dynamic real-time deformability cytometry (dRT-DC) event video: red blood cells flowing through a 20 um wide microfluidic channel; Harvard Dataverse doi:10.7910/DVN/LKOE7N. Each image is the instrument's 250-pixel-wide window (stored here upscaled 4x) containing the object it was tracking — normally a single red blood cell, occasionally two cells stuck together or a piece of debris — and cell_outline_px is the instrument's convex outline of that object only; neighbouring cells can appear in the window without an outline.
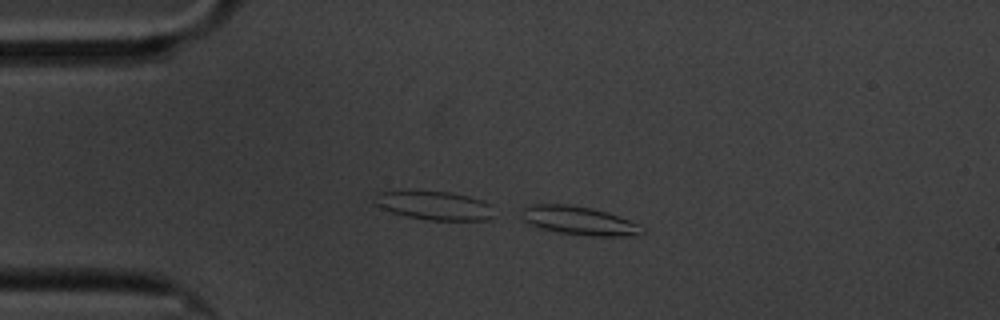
{"species": "common noctule bat (a hibernating species)", "species_latin": "Nyctalus noctula", "temperature_condition": "cold", "stored_images_in_passage": 13, "camera_frame_rate_fps": 3000, "um_per_image_px": 0.085, "animal": {"sex": "male", "body_mass_g": 20.1, "forearm_length_mm": 53.5}, "frame": {"image": 1, "passage_image": 13, "time_ms": 4.0, "image_size_px": [1000, 320], "cell_outline_px": [[644, 232], [640, 236], [588, 236], [556, 232], [536, 228], [528, 224], [524, 220], [524, 208], [532, 204], [568, 204], [592, 208], [608, 212], [640, 224]], "centroid_in_image_um": [49.26, 18.77], "position_along_channel_um": 35.7, "area_um2": 20.29}}